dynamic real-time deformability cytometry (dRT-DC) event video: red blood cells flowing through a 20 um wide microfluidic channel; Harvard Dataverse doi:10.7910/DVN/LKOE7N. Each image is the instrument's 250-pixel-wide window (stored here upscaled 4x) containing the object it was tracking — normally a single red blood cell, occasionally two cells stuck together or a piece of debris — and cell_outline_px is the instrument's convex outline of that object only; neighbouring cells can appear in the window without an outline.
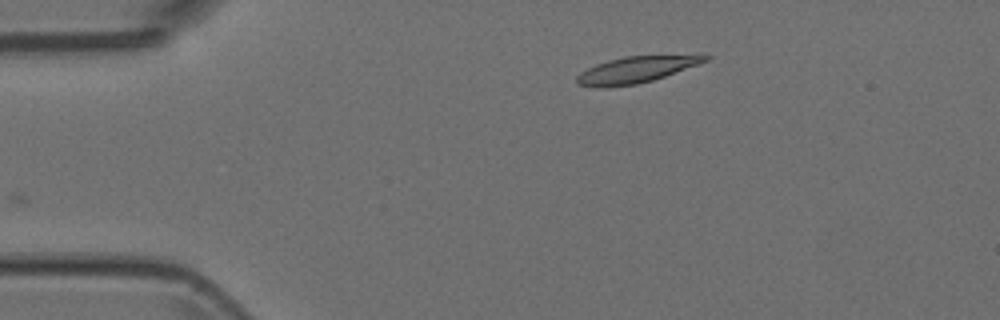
{"species": "Egyptian fruit bat (a non-hibernating species)", "species_latin": "Rousettus aegyptiacus", "temperature_condition": "room temperature", "stored_images_in_passage": 3, "camera_frame_rate_fps": 3000, "um_per_image_px": 0.085, "animal": {"sex": "female"}, "frame": {"image": 1, "passage_image": 3, "time_ms": 0.667, "image_size_px": [1000, 320], "cell_outline_px": [[712, 56], [708, 60], [664, 76], [652, 80], [636, 84], [604, 88], [592, 88], [576, 84], [576, 76], [580, 72], [596, 64], [608, 60], [624, 56], [700, 52], [704, 52]], "centroid_in_image_um": [54.15, 5.87], "position_along_channel_um": 30.8, "area_um2": 20.63}}